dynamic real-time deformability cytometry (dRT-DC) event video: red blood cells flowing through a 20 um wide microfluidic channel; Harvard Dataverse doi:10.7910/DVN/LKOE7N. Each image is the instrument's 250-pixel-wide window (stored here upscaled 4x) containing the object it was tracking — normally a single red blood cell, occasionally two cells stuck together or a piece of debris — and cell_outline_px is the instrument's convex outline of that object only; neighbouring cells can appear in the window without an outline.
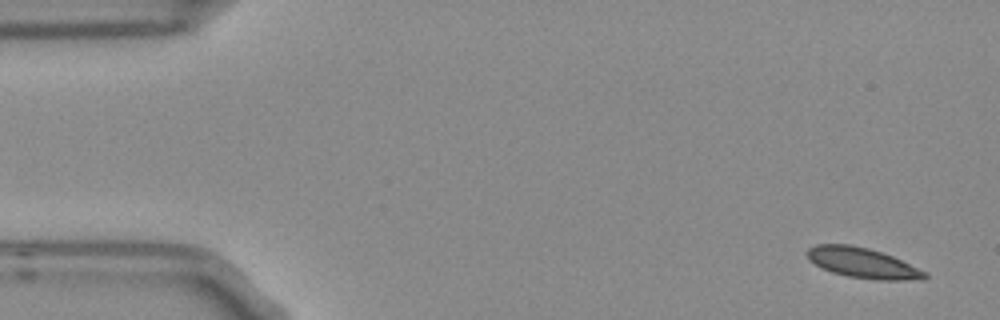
{"species": "Egyptian fruit bat (a non-hibernating species)", "species_latin": "Rousettus aegyptiacus", "temperature_condition": "room temperature", "stored_images_in_passage": 6, "camera_frame_rate_fps": 3000, "um_per_image_px": 0.085, "frame": {"image": 1, "passage_image": 1, "time_ms": 0.0, "image_size_px": [1000, 320], "cell_outline_px": [[928, 276], [924, 280], [880, 280], [848, 276], [832, 272], [808, 260], [804, 252], [808, 248], [816, 244], [848, 244], [868, 248], [892, 256], [924, 272]], "centroid_in_image_um": [73.26, 22.34], "position_along_channel_um": 11.7, "area_um2": 20.46}}
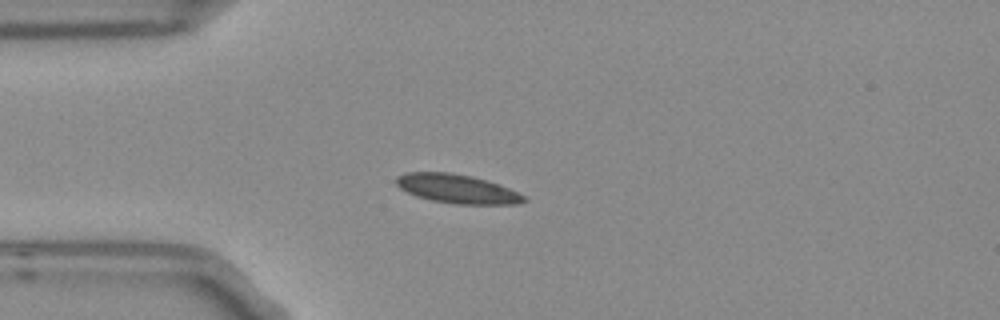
{"frame": {"image": 2, "passage_image": 4, "time_ms": 1.0, "image_size_px": [1000, 320], "cell_outline_px": [[528, 200], [516, 204], [452, 204], [432, 200], [416, 196], [400, 188], [396, 184], [396, 176], [408, 172], [448, 172], [472, 176], [508, 188], [524, 196]], "centroid_in_image_um": [38.81, 16.05], "position_along_channel_um": 46.2, "area_um2": 21.27}}
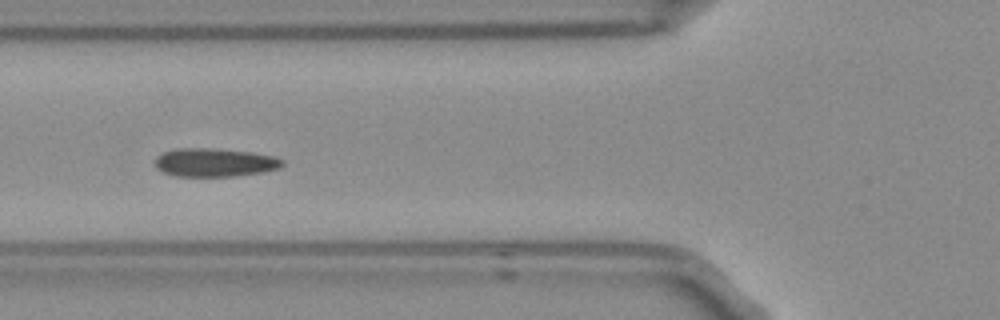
{"frame": {"image": 3, "passage_image": 6, "time_ms": 1.667, "image_size_px": [1000, 320], "cell_outline_px": [[284, 164], [280, 168], [260, 172], [236, 176], [176, 176], [164, 172], [156, 168], [156, 156], [164, 152], [176, 148], [208, 148], [252, 152], [272, 156], [284, 160]], "centroid_in_image_um": [18.24, 13.81], "position_along_channel_um": 107.6, "area_um2": 20.98}}